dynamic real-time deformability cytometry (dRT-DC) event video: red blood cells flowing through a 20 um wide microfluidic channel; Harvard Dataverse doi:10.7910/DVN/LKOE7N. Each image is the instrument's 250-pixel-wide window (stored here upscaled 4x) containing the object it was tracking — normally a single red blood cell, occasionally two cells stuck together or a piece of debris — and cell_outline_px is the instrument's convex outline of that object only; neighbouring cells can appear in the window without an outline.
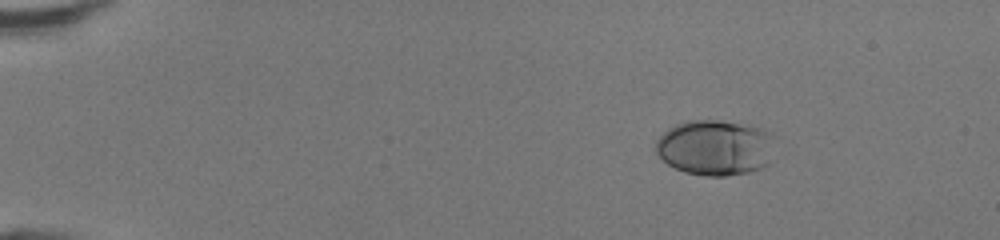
{"species": "human", "species_latin": "Homo sapiens", "temperature_condition": "room temperature", "stored_images_in_passage": 42, "camera_frame_rate_fps": 3000, "um_per_image_px": 0.085, "donor": {"sex": "female"}, "frame": {"image": 1, "passage_image": 1, "time_ms": 0.0, "image_size_px": [1000, 240], "cell_outline_px": [[776, 136], [768, 164], [760, 168], [748, 172], [724, 176], [704, 176], [684, 172], [668, 164], [656, 152], [656, 140], [668, 128], [676, 124], [688, 120], [720, 120], [752, 124], [772, 132]], "centroid_in_image_um": [60.83, 12.52], "position_along_channel_um": 24.2, "area_um2": 39.07}}
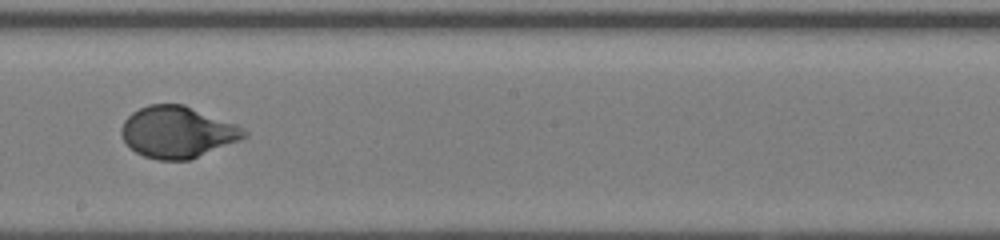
{"frame": {"image": 2, "passage_image": 23, "time_ms": 7.333, "image_size_px": [1000, 240], "cell_outline_px": [[248, 136], [240, 140], [192, 160], [156, 160], [144, 156], [136, 152], [124, 140], [120, 132], [120, 128], [124, 120], [132, 112], [148, 104], [184, 104], [236, 124], [244, 128], [248, 132]], "centroid_in_image_um": [15.1, 11.23], "position_along_channel_um": 233.1, "area_um2": 37.11}}
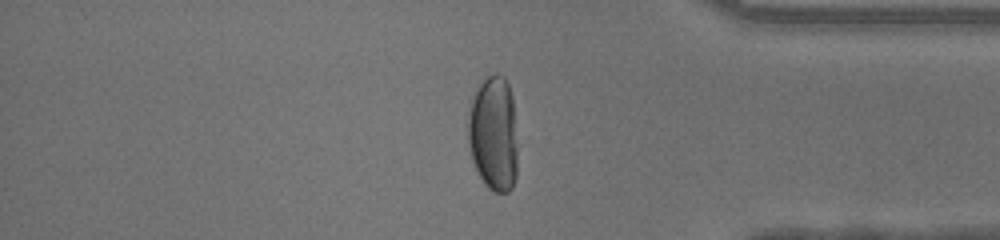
{"frame": {"image": 3, "passage_image": 35, "time_ms": 11.333, "image_size_px": [1000, 240], "cell_outline_px": [[516, 176], [512, 188], [508, 192], [492, 192], [484, 184], [472, 160], [468, 144], [468, 116], [472, 96], [480, 84], [488, 76], [496, 72], [504, 76], [508, 84], [512, 96], [516, 144]], "centroid_in_image_um": [41.93, 11.37], "position_along_channel_um": 393.3, "area_um2": 33.29}, "authors_computed_cell_mechanics": {"area_um2": 36.6163, "velocity_mm_per_s": 4.3266, "shape_relaxation_time_tau1_ms": 3.2884, "shape_relaxation_time_tau2_ms": null, "deformation_change_tau1": 0.1932, "deformation_change_tau2": null}}